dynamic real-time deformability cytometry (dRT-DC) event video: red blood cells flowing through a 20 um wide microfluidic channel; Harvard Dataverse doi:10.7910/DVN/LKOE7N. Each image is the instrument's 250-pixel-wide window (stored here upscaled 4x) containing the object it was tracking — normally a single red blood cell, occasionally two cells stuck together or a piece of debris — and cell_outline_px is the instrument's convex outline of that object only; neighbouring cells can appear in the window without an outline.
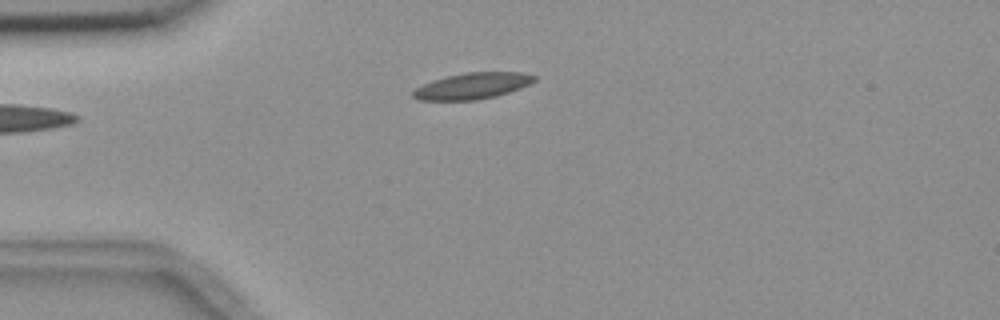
{"species": "common noctule bat (a hibernating species)", "species_latin": "Nyctalus noctula", "temperature_condition": "room temperature", "stored_images_in_passage": 4, "camera_frame_rate_fps": 3000, "um_per_image_px": 0.085, "animal": {"sex": "female", "body_mass_g": 18.4}, "frame": {"image": 1, "passage_image": 4, "time_ms": 4.333, "image_size_px": [1000, 320], "cell_outline_px": [[536, 80], [520, 88], [496, 96], [476, 100], [420, 100], [412, 96], [412, 92], [416, 88], [432, 80], [444, 76], [464, 72], [524, 72], [536, 76]], "centroid_in_image_um": [40.15, 7.29], "position_along_channel_um": 44.9, "area_um2": 18.55}}